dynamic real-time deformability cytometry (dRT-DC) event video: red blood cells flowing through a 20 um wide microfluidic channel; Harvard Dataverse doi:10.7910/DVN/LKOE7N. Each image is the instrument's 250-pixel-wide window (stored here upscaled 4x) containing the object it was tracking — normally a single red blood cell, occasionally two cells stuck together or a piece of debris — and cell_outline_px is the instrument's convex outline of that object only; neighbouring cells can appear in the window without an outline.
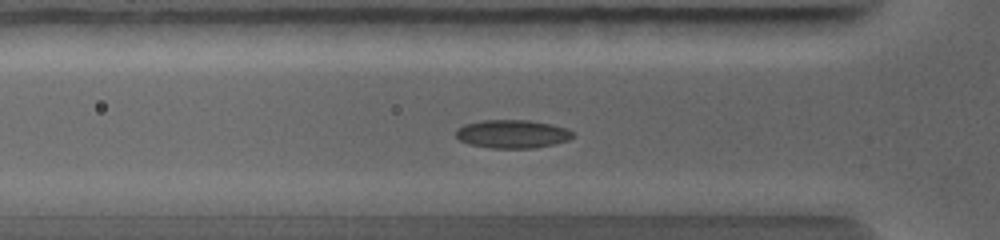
{"species": "common noctule bat (a hibernating species)", "species_latin": "Nyctalus noctula", "temperature_condition": "warm", "stored_images_in_passage": 23, "camera_frame_rate_fps": 5000, "um_per_image_px": 0.085, "animal": {"sex": "female", "body_mass_g": 19.0, "forearm_length_mm": 56.7}, "frame": {"image": 1, "passage_image": 3, "time_ms": 0.6, "image_size_px": [1000, 240], "cell_outline_px": [[572, 136], [568, 140], [556, 144], [536, 148], [492, 148], [468, 144], [460, 140], [456, 136], [456, 132], [464, 124], [484, 120], [528, 120], [548, 124], [564, 128], [572, 132]], "centroid_in_image_um": [43.53, 11.4], "position_along_channel_um": 82.3, "area_um2": 19.07}}
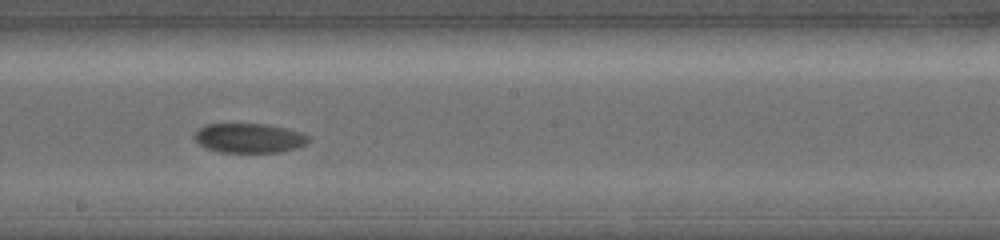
{"frame": {"image": 2, "passage_image": 11, "time_ms": 3.2, "image_size_px": [1000, 240], "cell_outline_px": [[308, 140], [304, 144], [296, 148], [280, 152], [220, 152], [204, 148], [192, 136], [204, 124], [268, 124], [300, 132], [308, 136]], "centroid_in_image_um": [21.13, 11.74], "position_along_channel_um": 227.1, "area_um2": 19.48}}
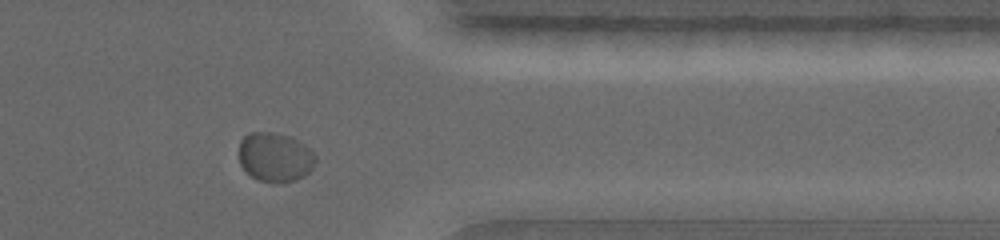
{"frame": {"image": 3, "passage_image": 20, "time_ms": 6.2, "image_size_px": [1000, 240], "cell_outline_px": [[316, 160], [312, 168], [304, 176], [296, 180], [276, 184], [256, 180], [240, 164], [240, 140], [248, 132], [272, 132], [292, 136], [304, 144], [316, 156]], "centroid_in_image_um": [23.38, 13.36], "position_along_channel_um": 388.0, "area_um2": 22.2}}